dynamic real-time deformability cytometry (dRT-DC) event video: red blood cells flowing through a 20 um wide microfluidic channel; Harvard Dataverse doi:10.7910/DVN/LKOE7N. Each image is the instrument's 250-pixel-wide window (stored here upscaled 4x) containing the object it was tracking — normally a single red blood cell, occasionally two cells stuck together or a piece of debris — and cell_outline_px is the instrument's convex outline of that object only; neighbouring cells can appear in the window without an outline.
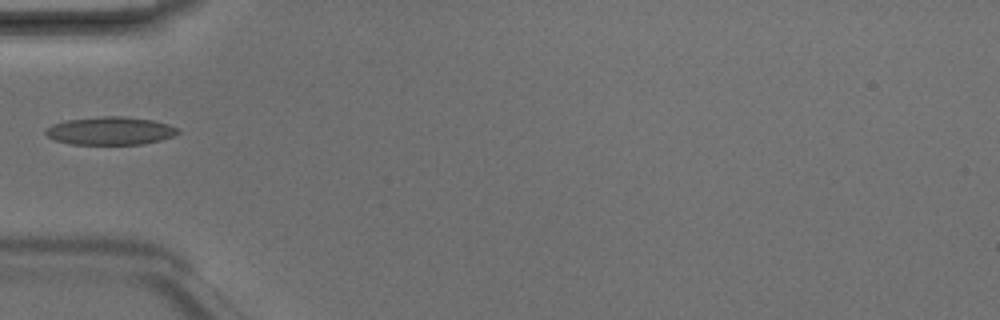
{"species": "Egyptian fruit bat (a non-hibernating species)", "species_latin": "Rousettus aegyptiacus", "temperature_condition": "room temperature", "stored_images_in_passage": 4, "camera_frame_rate_fps": 3000, "um_per_image_px": 0.085, "animal": {"sex": "male"}, "frame": {"image": 1, "passage_image": 3, "time_ms": 0.667, "image_size_px": [1000, 320], "cell_outline_px": [[180, 132], [172, 136], [160, 140], [140, 144], [72, 144], [56, 140], [48, 136], [44, 132], [44, 128], [52, 124], [68, 120], [104, 116], [120, 116], [152, 120], [168, 124], [180, 128]], "centroid_in_image_um": [9.37, 11.12], "position_along_channel_um": 75.6, "area_um2": 21.44}}